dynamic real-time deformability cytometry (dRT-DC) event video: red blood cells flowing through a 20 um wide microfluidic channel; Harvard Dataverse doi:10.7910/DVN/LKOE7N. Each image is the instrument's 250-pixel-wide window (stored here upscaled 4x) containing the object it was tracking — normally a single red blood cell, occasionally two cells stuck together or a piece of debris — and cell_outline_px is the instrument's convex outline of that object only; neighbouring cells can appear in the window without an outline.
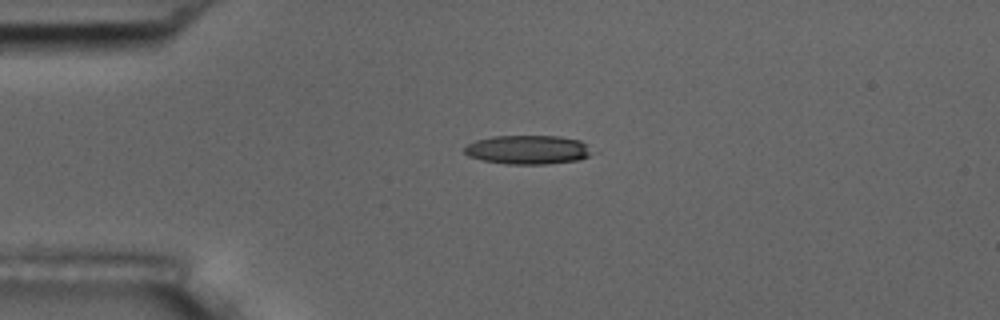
{"species": "common noctule bat (a hibernating species)", "species_latin": "Nyctalus noctula", "temperature_condition": "room temperature", "stored_images_in_passage": 4, "camera_frame_rate_fps": 3000, "um_per_image_px": 0.085, "animal": {"sex": "male", "body_mass_g": 17.5, "forearm_length_mm": 52.3}, "frame": {"image": 1, "passage_image": 3, "time_ms": 3.333, "image_size_px": [1000, 320], "cell_outline_px": [[600, 152], [580, 160], [548, 164], [508, 164], [480, 160], [468, 156], [464, 152], [464, 148], [468, 144], [476, 140], [492, 136], [560, 136], [580, 140]], "centroid_in_image_um": [44.97, 12.73], "position_along_channel_um": 40.0, "area_um2": 22.08}}